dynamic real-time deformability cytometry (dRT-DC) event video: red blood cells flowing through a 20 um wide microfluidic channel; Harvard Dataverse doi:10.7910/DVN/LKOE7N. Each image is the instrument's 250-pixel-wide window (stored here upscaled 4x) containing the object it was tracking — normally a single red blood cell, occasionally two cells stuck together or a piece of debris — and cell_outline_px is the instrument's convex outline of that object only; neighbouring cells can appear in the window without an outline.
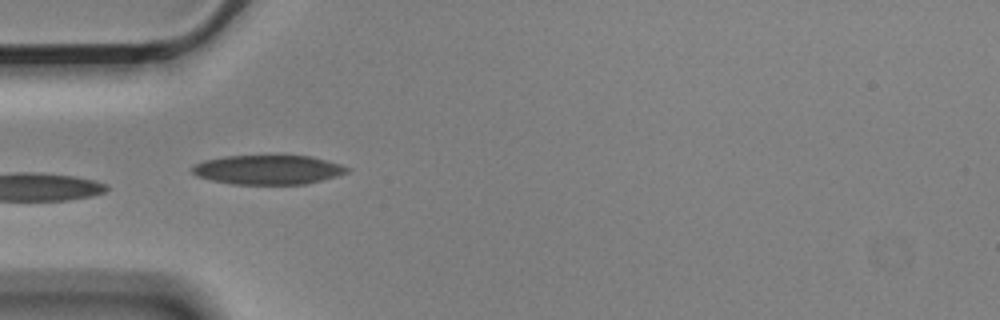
{"species": "Egyptian fruit bat (a non-hibernating species)", "species_latin": "Rousettus aegyptiacus", "temperature_condition": "cold", "stored_images_in_passage": 10, "camera_frame_rate_fps": 3000, "um_per_image_px": 0.085, "animal": {"sex": "male"}, "frame": {"image": 1, "passage_image": 1, "time_ms": 0.0, "image_size_px": [1000, 320], "cell_outline_px": [[352, 168], [348, 172], [336, 176], [304, 184], [232, 184], [212, 180], [196, 176], [192, 172], [192, 168], [196, 164], [204, 160], [224, 156], [284, 152], [312, 156], [340, 164]], "centroid_in_image_um": [22.81, 14.37], "position_along_channel_um": 62.2, "area_um2": 27.57}}
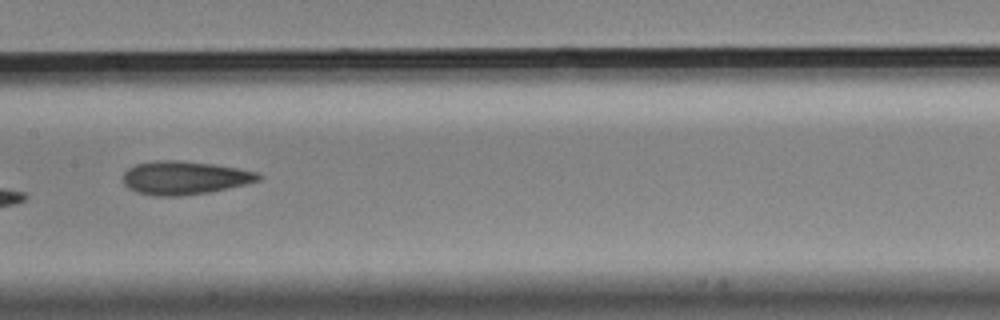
{"frame": {"image": 2, "passage_image": 4, "time_ms": 1.0, "image_size_px": [1000, 320], "cell_outline_px": [[264, 176], [260, 180], [228, 188], [208, 192], [180, 196], [156, 196], [136, 192], [128, 188], [124, 184], [124, 172], [128, 168], [136, 164], [156, 160], [176, 160], [212, 164], [236, 168], [256, 172]], "centroid_in_image_um": [15.66, 15.11], "position_along_channel_um": 191.7, "area_um2": 26.18}}
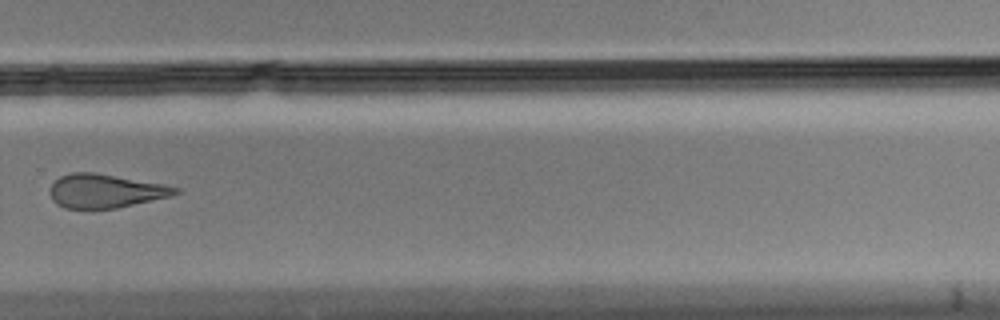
{"frame": {"image": 3, "passage_image": 7, "time_ms": 2.0, "image_size_px": [1000, 320], "cell_outline_px": [[180, 192], [168, 196], [116, 208], [64, 208], [56, 204], [52, 200], [48, 192], [52, 184], [60, 176], [72, 172], [92, 172], [164, 184], [180, 188]], "centroid_in_image_um": [8.9, 16.23], "position_along_channel_um": 320.9, "area_um2": 24.39}}